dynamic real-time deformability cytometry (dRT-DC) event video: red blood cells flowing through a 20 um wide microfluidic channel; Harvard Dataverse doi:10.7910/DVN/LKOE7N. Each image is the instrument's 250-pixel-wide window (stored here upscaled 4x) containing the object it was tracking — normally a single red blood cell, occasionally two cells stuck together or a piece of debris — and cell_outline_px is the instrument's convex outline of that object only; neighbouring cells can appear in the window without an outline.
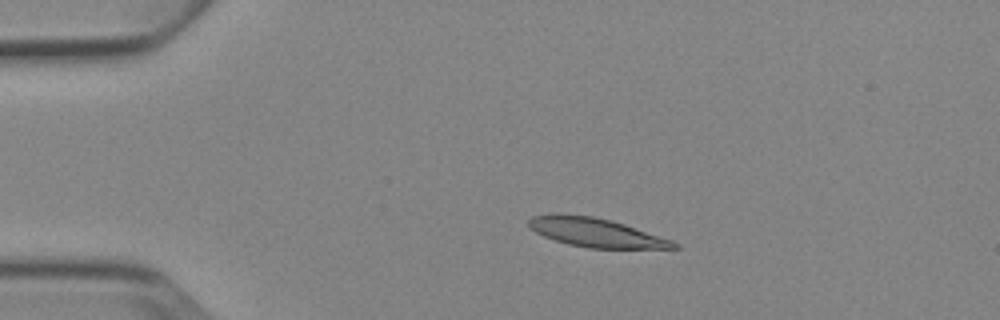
{"species": "Egyptian fruit bat (a non-hibernating species)", "species_latin": "Rousettus aegyptiacus", "temperature_condition": "cold", "stored_images_in_passage": 5, "camera_frame_rate_fps": 3000, "um_per_image_px": 0.085, "animal": {"sex": "female"}, "frame": {"image": 1, "passage_image": 3, "time_ms": 3.333, "image_size_px": [1000, 320], "cell_outline_px": [[680, 248], [588, 248], [568, 244], [544, 236], [536, 232], [528, 224], [528, 220], [532, 216], [552, 212], [560, 212], [592, 216], [612, 220], [672, 240], [680, 244]], "centroid_in_image_um": [50.62, 19.74], "position_along_channel_um": 34.4, "area_um2": 24.57}}
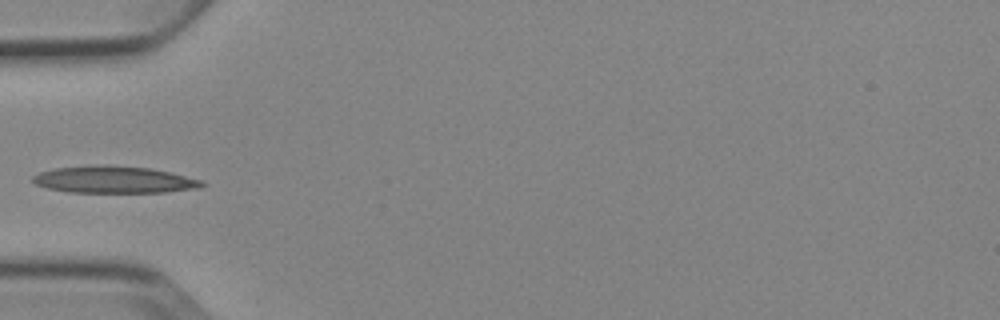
{"frame": {"image": 2, "passage_image": 5, "time_ms": 5.667, "image_size_px": [1000, 320], "cell_outline_px": [[204, 184], [200, 188], [164, 192], [68, 192], [48, 188], [36, 184], [32, 180], [32, 176], [40, 172], [52, 168], [88, 164], [108, 164], [152, 168], [200, 180]], "centroid_in_image_um": [9.62, 15.25], "position_along_channel_um": 75.4, "area_um2": 26.76}}